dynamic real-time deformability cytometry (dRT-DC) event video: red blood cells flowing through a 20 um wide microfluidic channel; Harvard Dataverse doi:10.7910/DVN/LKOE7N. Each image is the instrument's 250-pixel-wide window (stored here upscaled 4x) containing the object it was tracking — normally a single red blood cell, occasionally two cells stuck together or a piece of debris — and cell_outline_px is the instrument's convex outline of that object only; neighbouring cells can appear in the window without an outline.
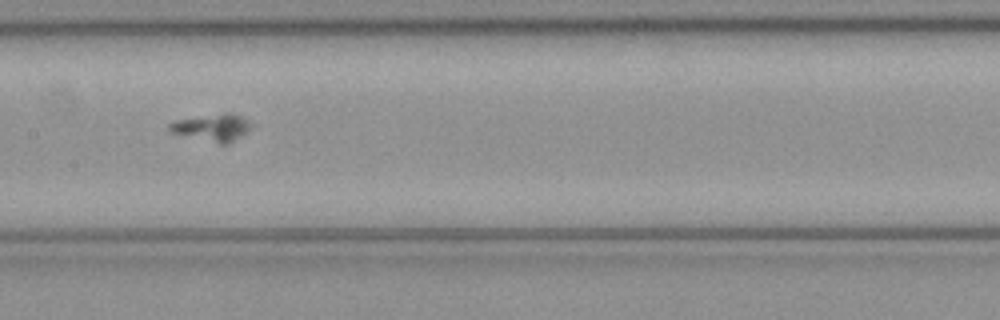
{"species": "common noctule bat (a hibernating species)", "species_latin": "Nyctalus noctula", "temperature_condition": "cold", "stored_images_in_passage": 47, "segment_of_instrument_passage": [1, 2], "camera_frame_rate_fps": 3000, "um_per_image_px": 0.085, "animal": {"sex": "female", "body_mass_g": 21.9}, "frame": {"image": 1, "passage_image": 26, "time_ms": 8.333, "image_size_px": [1000, 320], "cell_outline_px": [[252, 124], [240, 136], [228, 144], [220, 144], [172, 132], [168, 128], [168, 124], [176, 120], [228, 112], [232, 112], [248, 120]], "centroid_in_image_um": [18.04, 10.83], "position_along_channel_um": 189.4, "area_um2": 12.54}}
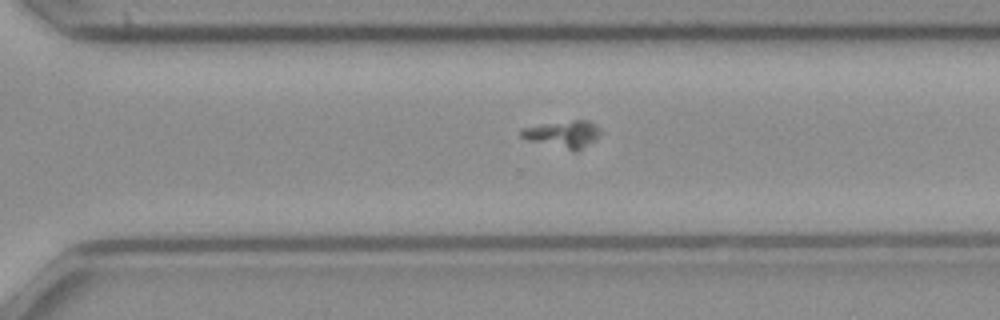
{"frame": {"image": 2, "passage_image": 36, "time_ms": 11.667, "image_size_px": [1000, 320], "cell_outline_px": [[604, 132], [596, 140], [576, 152], [572, 152], [528, 140], [520, 136], [520, 128], [540, 124], [572, 120], [588, 120], [596, 124]], "centroid_in_image_um": [47.91, 11.41], "position_along_channel_um": 322.7, "area_um2": 13.01}}
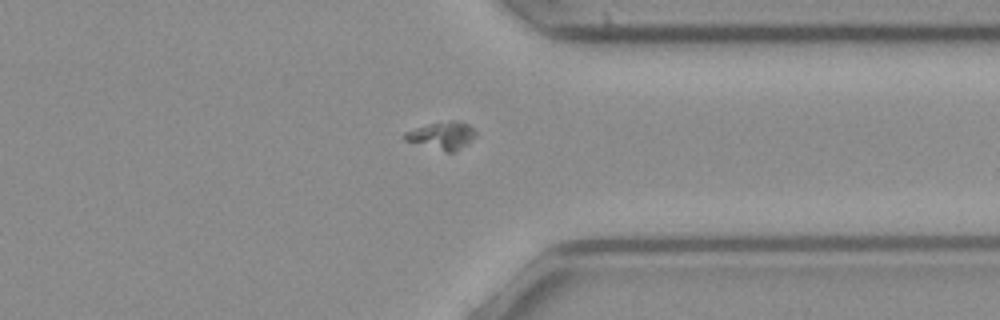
{"frame": {"image": 3, "passage_image": 40, "time_ms": 13.0, "image_size_px": [1000, 320], "cell_outline_px": [[476, 136], [468, 144], [452, 152], [448, 152], [404, 140], [404, 132], [428, 124], [452, 120], [460, 120], [468, 124], [476, 132]], "centroid_in_image_um": [37.6, 11.5], "position_along_channel_um": 373.8, "area_um2": 11.27}}